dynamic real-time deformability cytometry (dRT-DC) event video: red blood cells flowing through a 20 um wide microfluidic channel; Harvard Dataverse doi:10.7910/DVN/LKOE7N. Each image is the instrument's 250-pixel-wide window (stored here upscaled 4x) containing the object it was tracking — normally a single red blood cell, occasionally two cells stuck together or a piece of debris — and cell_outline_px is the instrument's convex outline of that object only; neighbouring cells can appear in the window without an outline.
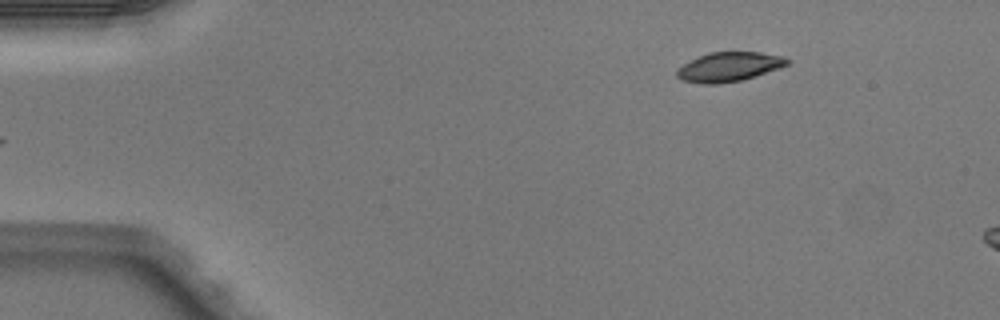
{"species": "Egyptian fruit bat (a non-hibernating species)", "species_latin": "Rousettus aegyptiacus", "temperature_condition": "warm", "stored_images_in_passage": 5, "camera_frame_rate_fps": 3000, "um_per_image_px": 0.085, "animal": {"sex": "male"}, "frame": {"image": 1, "passage_image": 5, "time_ms": 1.333, "image_size_px": [1000, 320], "cell_outline_px": [[788, 64], [780, 68], [740, 80], [716, 84], [700, 84], [680, 80], [676, 76], [676, 72], [684, 64], [708, 52], [760, 52], [784, 56], [788, 60]], "centroid_in_image_um": [61.95, 5.68], "position_along_channel_um": 23.0, "area_um2": 18.67}}